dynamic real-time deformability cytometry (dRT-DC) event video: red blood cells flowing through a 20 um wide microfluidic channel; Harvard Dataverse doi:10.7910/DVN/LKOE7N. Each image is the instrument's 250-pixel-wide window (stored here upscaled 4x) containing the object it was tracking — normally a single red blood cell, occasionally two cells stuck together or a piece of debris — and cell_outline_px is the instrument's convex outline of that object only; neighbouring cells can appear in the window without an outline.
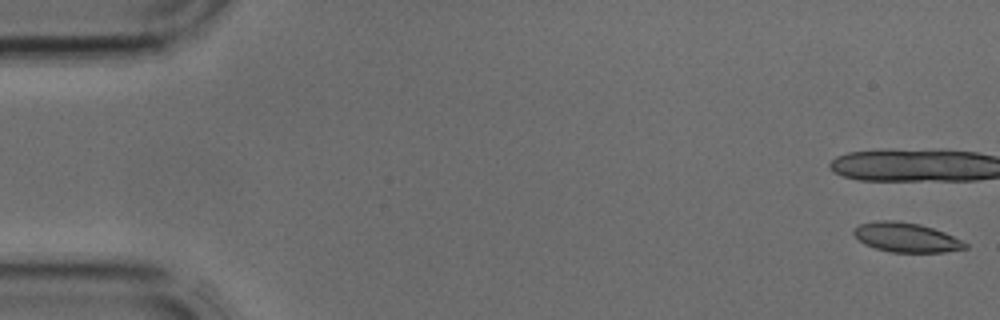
{"species": "common noctule bat (a hibernating species)", "species_latin": "Nyctalus noctula", "temperature_condition": "cold", "stored_images_in_passage": 4, "camera_frame_rate_fps": 3000, "um_per_image_px": 0.085, "animal": {"sex": "male", "body_mass_g": 17.9, "forearm_length_mm": 54.2}, "frame": {"image": 1, "passage_image": 4, "time_ms": 1.0, "image_size_px": [1000, 320], "cell_outline_px": [[968, 248], [944, 252], [892, 252], [876, 248], [864, 244], [852, 232], [860, 224], [876, 220], [896, 220], [920, 224], [944, 232], [968, 244]], "centroid_in_image_um": [77.03, 20.17], "position_along_channel_um": 8.0, "area_um2": 18.96}}